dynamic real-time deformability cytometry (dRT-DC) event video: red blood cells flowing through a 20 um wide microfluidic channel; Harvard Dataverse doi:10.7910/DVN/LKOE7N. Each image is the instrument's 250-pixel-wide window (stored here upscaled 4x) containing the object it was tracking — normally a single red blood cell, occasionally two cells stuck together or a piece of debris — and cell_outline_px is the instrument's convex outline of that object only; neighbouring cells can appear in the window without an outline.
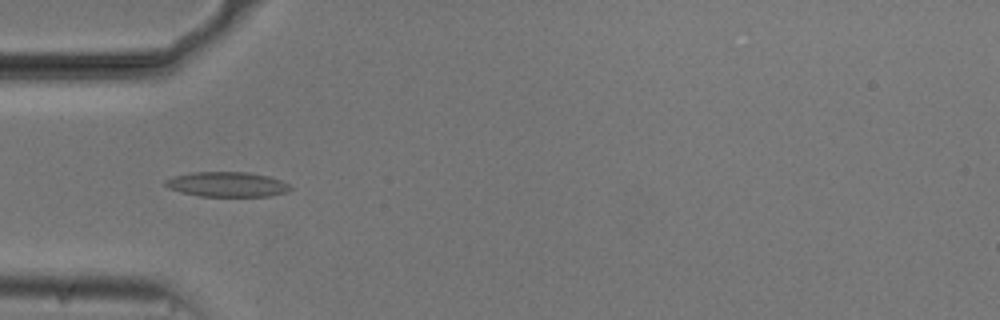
{"species": "common noctule bat (a hibernating species)", "species_latin": "Nyctalus noctula", "temperature_condition": "cold", "stored_images_in_passage": 38, "camera_frame_rate_fps": 3000, "um_per_image_px": 0.085, "animal": {"sex": "male", "body_mass_g": 20.5, "forearm_length_mm": 52.5}, "frame": {"image": 1, "passage_image": 1, "time_ms": 0.0, "image_size_px": [1000, 320], "cell_outline_px": [[292, 188], [288, 192], [272, 196], [200, 196], [180, 192], [168, 188], [164, 184], [164, 180], [172, 176], [192, 172], [248, 172], [268, 176], [280, 180], [288, 184]], "centroid_in_image_um": [19.28, 15.67], "position_along_channel_um": 65.7, "area_um2": 18.26}}
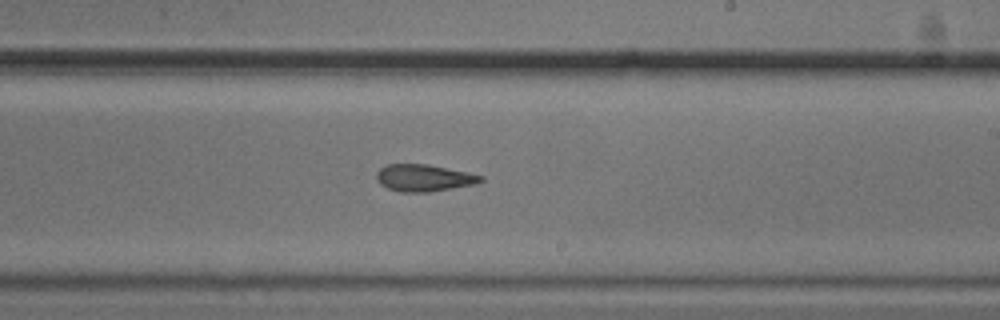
{"frame": {"image": 2, "passage_image": 16, "time_ms": 5.0, "image_size_px": [1000, 320], "cell_outline_px": [[484, 180], [476, 184], [428, 192], [400, 192], [388, 188], [380, 184], [376, 180], [376, 172], [380, 168], [388, 164], [428, 164], [484, 176]], "centroid_in_image_um": [36.01, 15.12], "position_along_channel_um": 253.0, "area_um2": 16.36}}
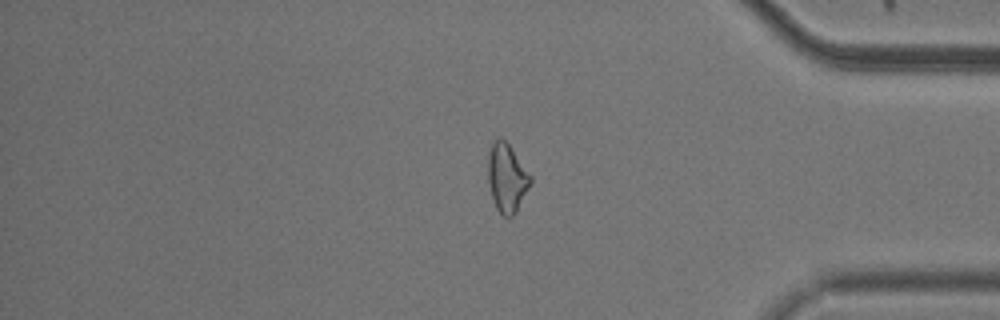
{"frame": {"image": 3, "passage_image": 29, "time_ms": 9.333, "image_size_px": [1000, 320], "cell_outline_px": [[532, 180], [516, 212], [512, 216], [500, 216], [496, 208], [492, 196], [488, 180], [488, 156], [492, 144], [496, 136], [500, 136], [508, 144], [532, 176]], "centroid_in_image_um": [43.07, 15.11], "position_along_channel_um": 392.1, "area_um2": 16.82}, "authors_computed_cell_mechanics": {"area_um2": 16.7909, "velocity_mm_per_s": 3.7419, "shape_relaxation_time_tau1_ms": 6.8916, "shape_relaxation_time_tau2_ms": 5.7831, "deformation_change_tau1": 0.1334, "deformation_change_tau2": 0.1658}}